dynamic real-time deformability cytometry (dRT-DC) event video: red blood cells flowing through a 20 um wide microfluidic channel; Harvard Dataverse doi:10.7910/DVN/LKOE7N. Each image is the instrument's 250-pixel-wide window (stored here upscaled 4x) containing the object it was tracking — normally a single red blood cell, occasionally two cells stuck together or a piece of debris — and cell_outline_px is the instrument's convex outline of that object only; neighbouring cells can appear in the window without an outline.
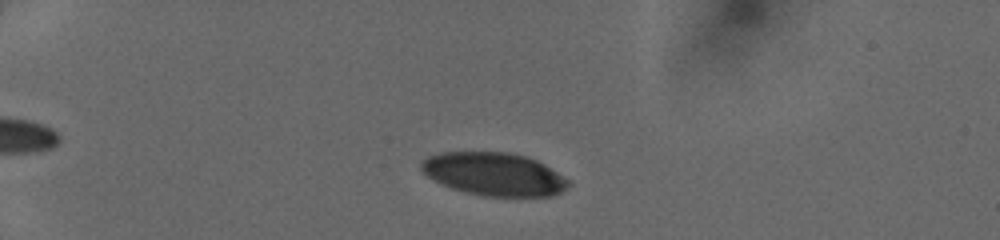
{"species": "human", "species_latin": "Homo sapiens", "temperature_condition": "cold", "stored_images_in_passage": 44, "camera_frame_rate_fps": 3000, "um_per_image_px": 0.085, "donor": {"sex": "female"}, "frame": {"image": 1, "passage_image": 8, "time_ms": 2.333, "image_size_px": [1000, 240], "cell_outline_px": [[572, 184], [560, 192], [552, 196], [484, 196], [452, 188], [440, 184], [432, 180], [420, 168], [420, 160], [428, 156], [440, 152], [508, 152], [524, 156], [536, 160], [544, 164], [568, 180]], "centroid_in_image_um": [41.95, 14.79], "position_along_channel_um": 43.0, "area_um2": 36.82}}
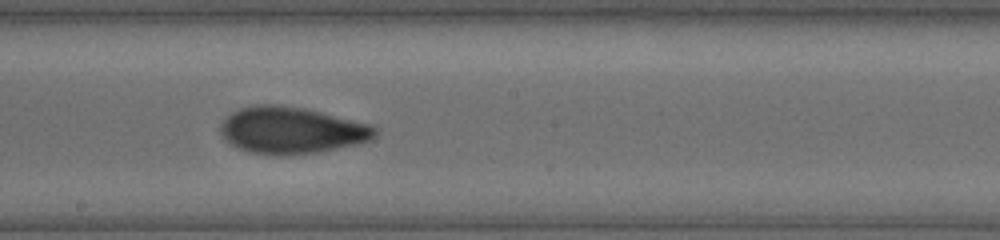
{"frame": {"image": 2, "passage_image": 25, "time_ms": 8.0, "image_size_px": [1000, 240], "cell_outline_px": [[376, 136], [372, 140], [356, 144], [320, 152], [284, 156], [276, 156], [248, 152], [236, 148], [224, 140], [220, 132], [220, 124], [232, 112], [240, 108], [256, 104], [272, 104], [304, 108], [372, 124], [376, 128]], "centroid_in_image_um": [24.76, 11.09], "position_along_channel_um": 223.4, "area_um2": 42.54}}
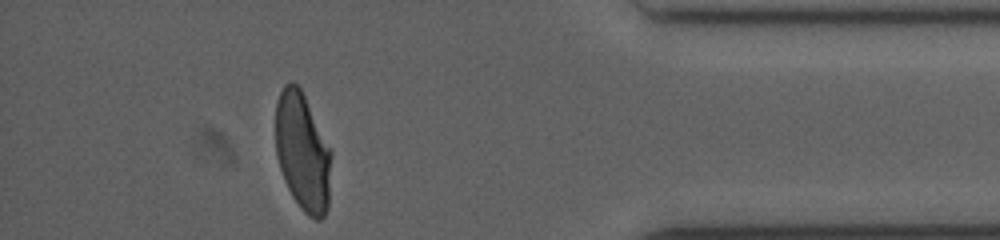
{"frame": {"image": 3, "passage_image": 40, "time_ms": 13.0, "image_size_px": [1000, 240], "cell_outline_px": [[332, 152], [328, 208], [324, 216], [320, 220], [316, 220], [308, 216], [300, 208], [292, 196], [284, 180], [276, 156], [276, 104], [280, 92], [284, 84], [292, 80], [300, 88]], "centroid_in_image_um": [25.72, 12.95], "position_along_channel_um": 409.5, "area_um2": 38.38}}